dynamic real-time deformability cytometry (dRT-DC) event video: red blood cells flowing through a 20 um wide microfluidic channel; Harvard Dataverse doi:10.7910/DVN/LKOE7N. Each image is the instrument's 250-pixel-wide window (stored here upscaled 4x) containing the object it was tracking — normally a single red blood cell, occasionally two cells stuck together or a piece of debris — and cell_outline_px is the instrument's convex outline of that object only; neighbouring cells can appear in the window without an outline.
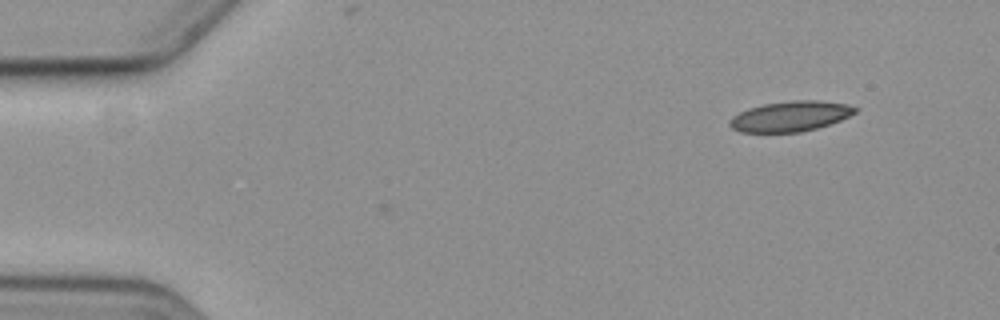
{"species": "common noctule bat (a hibernating species)", "species_latin": "Nyctalus noctula", "temperature_condition": "cold", "stored_images_in_passage": 2, "camera_frame_rate_fps": 3000, "um_per_image_px": 0.085, "animal": {"sex": "female", "body_mass_g": 19.3, "forearm_length_mm": 54.1}, "frame": {"image": 1, "passage_image": 2, "time_ms": 1.0, "image_size_px": [1000, 320], "cell_outline_px": [[856, 112], [840, 120], [816, 128], [800, 132], [740, 132], [732, 128], [728, 124], [728, 120], [732, 116], [748, 108], [764, 104], [792, 100], [820, 100], [844, 104], [856, 108]], "centroid_in_image_um": [67.12, 9.88], "position_along_channel_um": 17.9, "area_um2": 21.96}}